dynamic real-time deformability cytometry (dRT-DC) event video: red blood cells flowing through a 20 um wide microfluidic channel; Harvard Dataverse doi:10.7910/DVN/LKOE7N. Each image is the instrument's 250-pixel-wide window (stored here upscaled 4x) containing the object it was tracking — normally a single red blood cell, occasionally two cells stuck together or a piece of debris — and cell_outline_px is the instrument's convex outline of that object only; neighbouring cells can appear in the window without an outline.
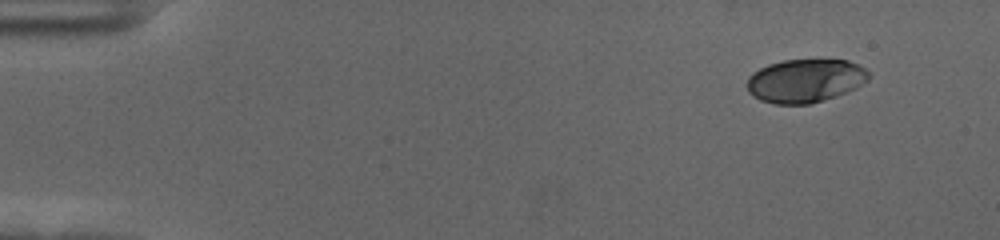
{"species": "human", "species_latin": "Homo sapiens", "temperature_condition": "cold", "stored_images_in_passage": 53, "camera_frame_rate_fps": 3000, "um_per_image_px": 0.085, "donor": {"sex": "female"}, "frame": {"image": 1, "passage_image": 1, "time_ms": 0.0, "image_size_px": [1000, 240], "cell_outline_px": [[868, 80], [856, 88], [836, 96], [824, 100], [808, 104], [776, 104], [760, 100], [748, 92], [748, 76], [752, 72], [768, 64], [784, 60], [848, 60], [864, 68], [868, 72]], "centroid_in_image_um": [68.43, 6.86], "position_along_channel_um": 16.6, "area_um2": 30.69}}
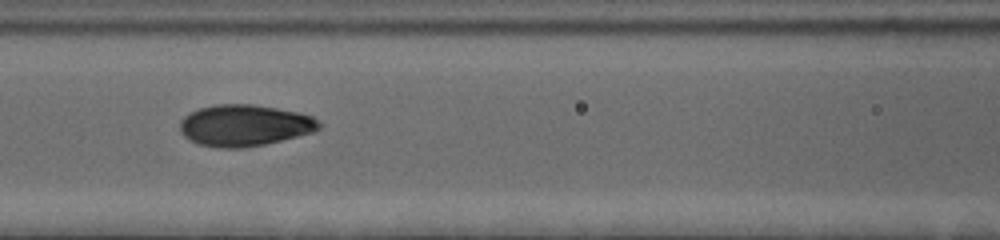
{"frame": {"image": 2, "passage_image": 22, "time_ms": 7.0, "image_size_px": [1000, 240], "cell_outline_px": [[320, 128], [312, 132], [264, 144], [240, 148], [220, 148], [200, 144], [184, 136], [180, 132], [180, 120], [188, 112], [200, 108], [216, 104], [252, 104], [300, 112], [312, 116], [320, 120]], "centroid_in_image_um": [20.77, 10.64], "position_along_channel_um": 145.8, "area_um2": 33.52}}
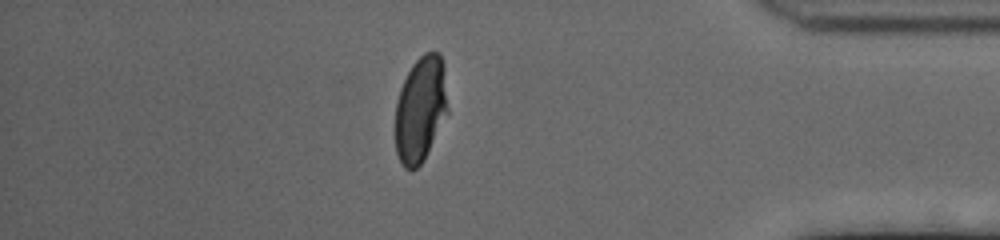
{"frame": {"image": 3, "passage_image": 46, "time_ms": 15.0, "image_size_px": [1000, 240], "cell_outline_px": [[448, 112], [424, 160], [412, 172], [404, 168], [396, 152], [396, 104], [400, 88], [412, 64], [424, 52], [440, 52], [444, 64], [448, 108]], "centroid_in_image_um": [35.76, 9.27], "position_along_channel_um": 399.4, "area_um2": 32.48}, "authors_computed_cell_mechanics": {"area_um2": 32.7726, "velocity_mm_per_s": 3.5475, "shape_relaxation_time_tau1_ms": 3.5159, "shape_relaxation_time_tau2_ms": null, "deformation_change_tau1": 0.1509, "deformation_change_tau2": null}}